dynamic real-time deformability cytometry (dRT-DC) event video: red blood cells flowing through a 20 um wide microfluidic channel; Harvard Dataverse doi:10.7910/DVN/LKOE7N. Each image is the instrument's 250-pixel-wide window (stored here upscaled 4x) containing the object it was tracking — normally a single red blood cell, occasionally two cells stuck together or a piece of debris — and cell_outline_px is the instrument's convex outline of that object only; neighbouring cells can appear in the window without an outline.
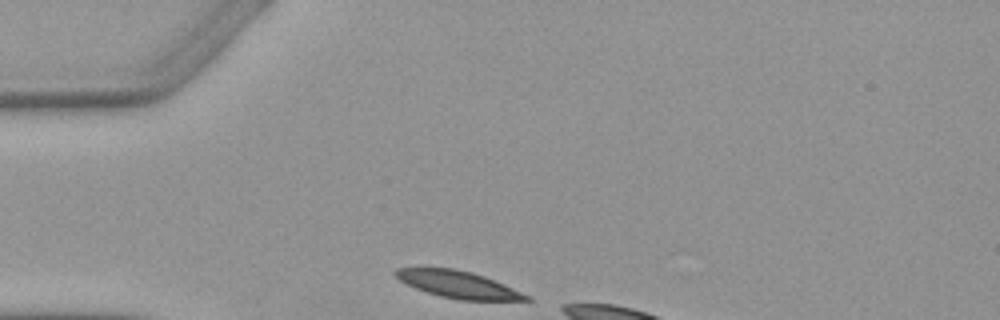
{"species": "Egyptian fruit bat (a non-hibernating species)", "species_latin": "Rousettus aegyptiacus", "temperature_condition": "warm", "stored_images_in_passage": 3, "camera_frame_rate_fps": 3000, "um_per_image_px": 0.085, "animal": {"sex": "female"}, "frame": {"image": 1, "passage_image": 1, "time_ms": 0.0, "image_size_px": [1000, 320], "cell_outline_px": [[532, 300], [460, 300], [440, 296], [416, 288], [400, 280], [392, 272], [396, 268], [452, 268], [472, 272], [484, 276], [504, 284], [532, 296]], "centroid_in_image_um": [38.98, 24.18], "position_along_channel_um": 46.0, "area_um2": 20.4}}